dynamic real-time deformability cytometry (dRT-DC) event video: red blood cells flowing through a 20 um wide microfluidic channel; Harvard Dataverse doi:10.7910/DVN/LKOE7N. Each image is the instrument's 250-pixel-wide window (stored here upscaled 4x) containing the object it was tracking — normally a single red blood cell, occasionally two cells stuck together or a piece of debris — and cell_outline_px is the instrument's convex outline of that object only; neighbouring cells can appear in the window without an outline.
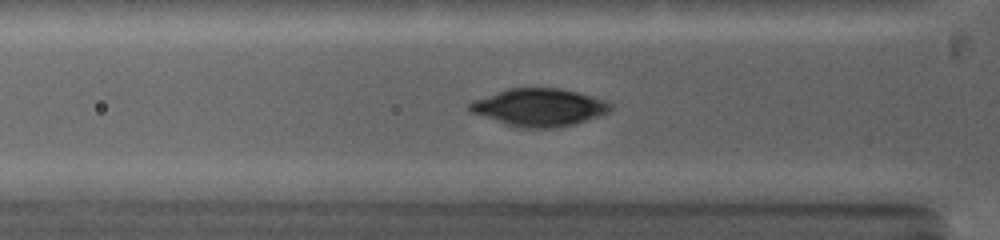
{"species": "common noctule bat (a hibernating species)", "species_latin": "Nyctalus noctula", "temperature_condition": "warm", "stored_images_in_passage": 49, "camera_frame_rate_fps": 5000, "um_per_image_px": 0.085, "animal": {"sex": "female", "body_mass_g": 19.0, "forearm_length_mm": 53.3}, "frame": {"image": 1, "passage_image": 12, "time_ms": 2.8, "image_size_px": [1000, 240], "cell_outline_px": [[612, 108], [608, 112], [600, 116], [560, 128], [520, 128], [504, 124], [468, 112], [468, 104], [472, 100], [508, 88], [560, 88], [592, 96], [604, 100], [612, 104]], "centroid_in_image_um": [45.79, 9.14], "position_along_channel_um": 80.0, "area_um2": 31.15}}
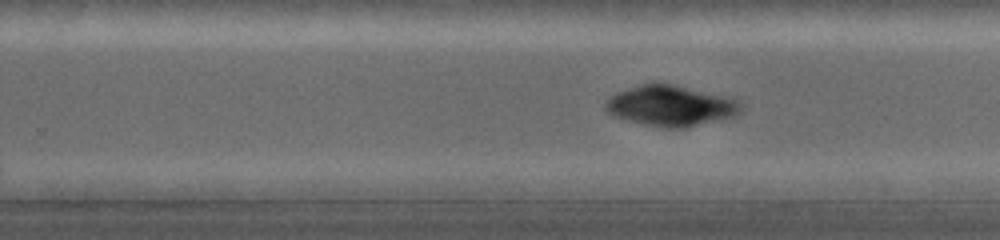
{"frame": {"image": 2, "passage_image": 27, "time_ms": 7.4, "image_size_px": [1000, 240], "cell_outline_px": [[740, 112], [736, 116], [684, 128], [664, 128], [644, 124], [612, 116], [604, 108], [604, 104], [616, 92], [640, 84], [672, 84], [732, 96], [740, 104]], "centroid_in_image_um": [57.03, 8.99], "position_along_channel_um": 272.8, "area_um2": 32.08}}
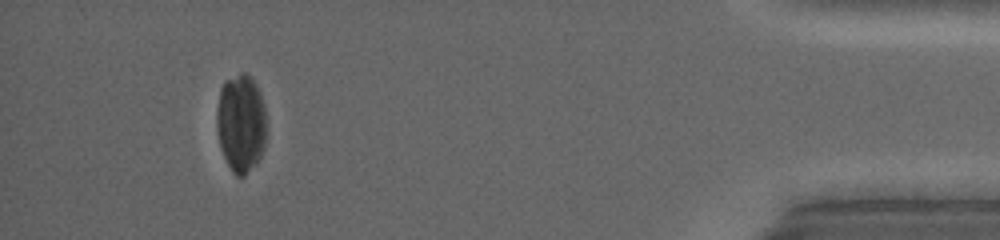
{"frame": {"image": 3, "passage_image": 41, "time_ms": 12.6, "image_size_px": [1000, 240], "cell_outline_px": [[264, 148], [256, 164], [244, 176], [236, 176], [232, 172], [220, 148], [216, 128], [216, 108], [220, 88], [224, 80], [240, 72], [244, 72], [256, 84], [260, 92], [264, 104]], "centroid_in_image_um": [20.44, 10.45], "position_along_channel_um": 414.8, "area_um2": 28.55}}